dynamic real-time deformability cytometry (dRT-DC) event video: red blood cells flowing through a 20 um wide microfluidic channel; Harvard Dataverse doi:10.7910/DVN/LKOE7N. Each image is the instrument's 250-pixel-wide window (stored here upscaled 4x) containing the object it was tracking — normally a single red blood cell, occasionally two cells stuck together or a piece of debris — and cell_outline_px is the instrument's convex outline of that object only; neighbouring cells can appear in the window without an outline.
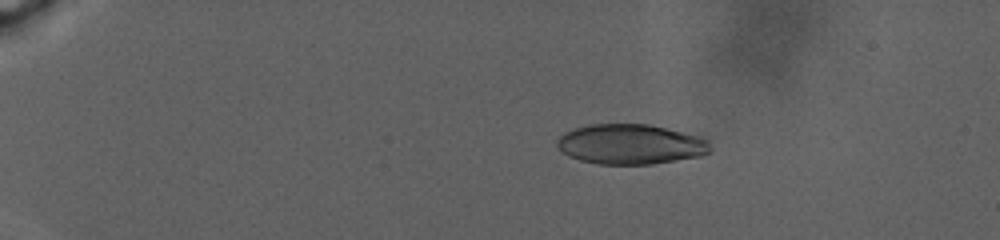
{"species": "human", "species_latin": "Homo sapiens", "temperature_condition": "warm", "stored_images_in_passage": 62, "camera_frame_rate_fps": 3000, "um_per_image_px": 0.085, "donor": {"sex": "male"}, "frame": {"image": 1, "passage_image": 20, "time_ms": 6.333, "image_size_px": [1000, 240], "cell_outline_px": [[712, 148], [708, 152], [700, 156], [652, 164], [600, 164], [580, 160], [568, 156], [556, 144], [556, 140], [564, 132], [588, 124], [648, 124], [704, 132], [708, 136]], "centroid_in_image_um": [53.76, 12.22], "position_along_channel_um": 31.2, "area_um2": 36.88}}
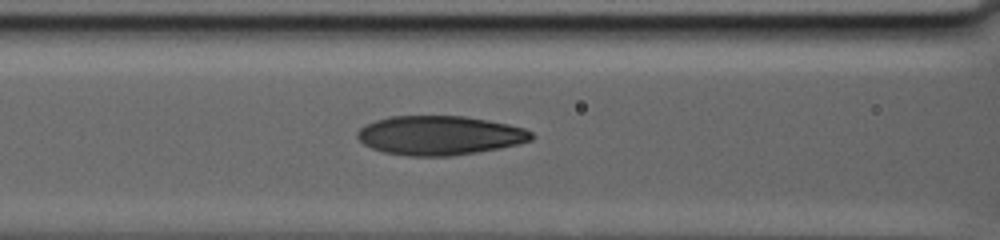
{"frame": {"image": 2, "passage_image": 44, "time_ms": 14.667, "image_size_px": [1000, 240], "cell_outline_px": [[536, 136], [532, 140], [520, 144], [500, 148], [452, 156], [408, 156], [384, 152], [372, 148], [364, 144], [356, 136], [356, 132], [364, 124], [388, 116], [464, 116], [488, 120], [508, 124], [524, 128], [532, 132]], "centroid_in_image_um": [37.38, 11.51], "position_along_channel_um": 129.2, "area_um2": 40.0}}
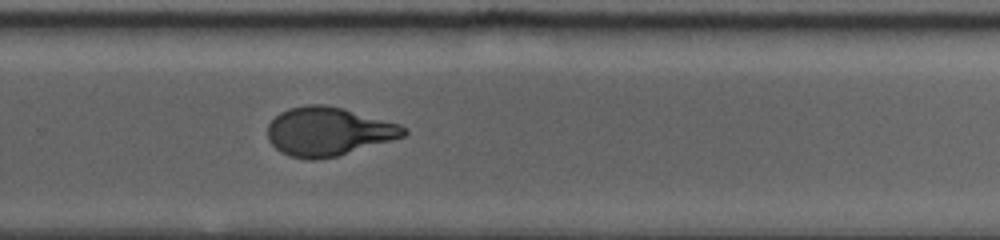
{"frame": {"image": 3, "passage_image": 62, "time_ms": 21.667, "image_size_px": [1000, 240], "cell_outline_px": [[408, 132], [404, 136], [336, 156], [316, 160], [312, 160], [292, 156], [280, 152], [268, 140], [268, 124], [280, 112], [288, 108], [308, 104], [324, 104], [344, 108], [400, 124], [408, 128]], "centroid_in_image_um": [27.9, 11.16], "position_along_channel_um": 301.9, "area_um2": 38.44}}